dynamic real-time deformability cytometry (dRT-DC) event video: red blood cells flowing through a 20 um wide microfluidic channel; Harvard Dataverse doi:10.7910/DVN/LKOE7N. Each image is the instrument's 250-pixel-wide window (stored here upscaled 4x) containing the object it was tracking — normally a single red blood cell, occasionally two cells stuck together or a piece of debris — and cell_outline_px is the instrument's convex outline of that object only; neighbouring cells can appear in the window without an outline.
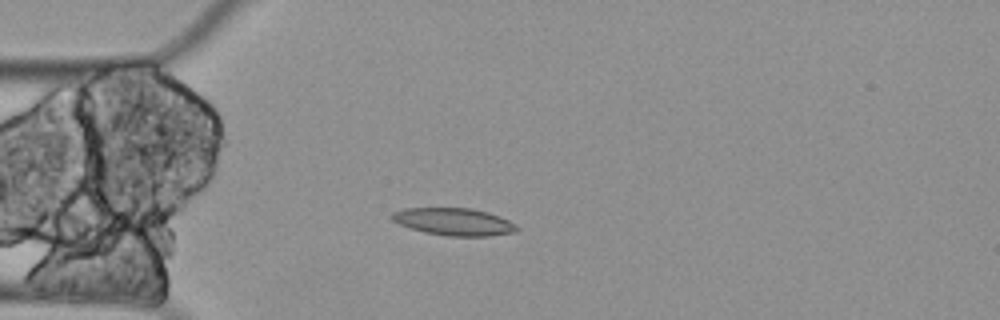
{"species": "Egyptian fruit bat (a non-hibernating species)", "species_latin": "Rousettus aegyptiacus", "temperature_condition": "cold", "stored_images_in_passage": 5, "camera_frame_rate_fps": 3000, "um_per_image_px": 0.085, "animal": {"sex": "female"}, "frame": {"image": 1, "passage_image": 4, "time_ms": 1.0, "image_size_px": [1000, 320], "cell_outline_px": [[520, 228], [516, 232], [488, 236], [448, 236], [424, 232], [400, 224], [392, 220], [388, 216], [392, 212], [404, 208], [472, 208], [488, 212], [500, 216], [516, 224]], "centroid_in_image_um": [38.59, 18.84], "position_along_channel_um": 46.4, "area_um2": 20.06}}